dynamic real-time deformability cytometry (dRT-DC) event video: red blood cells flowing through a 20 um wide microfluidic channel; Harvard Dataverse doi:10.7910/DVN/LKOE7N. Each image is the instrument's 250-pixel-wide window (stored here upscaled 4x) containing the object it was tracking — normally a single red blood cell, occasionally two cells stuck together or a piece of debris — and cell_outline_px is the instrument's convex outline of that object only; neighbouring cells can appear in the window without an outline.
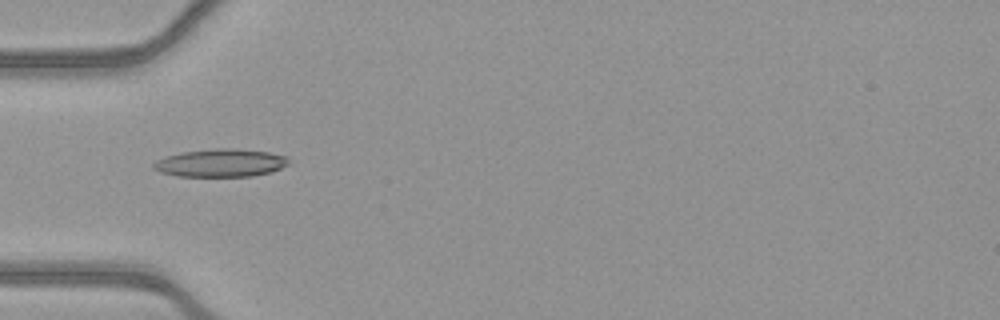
{"species": "common noctule bat (a hibernating species)", "species_latin": "Nyctalus noctula", "temperature_condition": "warm", "stored_images_in_passage": 52, "camera_frame_rate_fps": 3000, "um_per_image_px": 0.085, "animal": {"sex": "female", "body_mass_g": 21.9}, "frame": {"image": 1, "passage_image": 17, "time_ms": 5.333, "image_size_px": [1000, 320], "cell_outline_px": [[288, 164], [272, 172], [252, 176], [176, 176], [160, 172], [152, 168], [152, 164], [156, 160], [168, 156], [184, 152], [216, 148], [232, 148], [268, 152], [288, 156]], "centroid_in_image_um": [18.76, 13.85], "position_along_channel_um": 66.2, "area_um2": 21.91}}
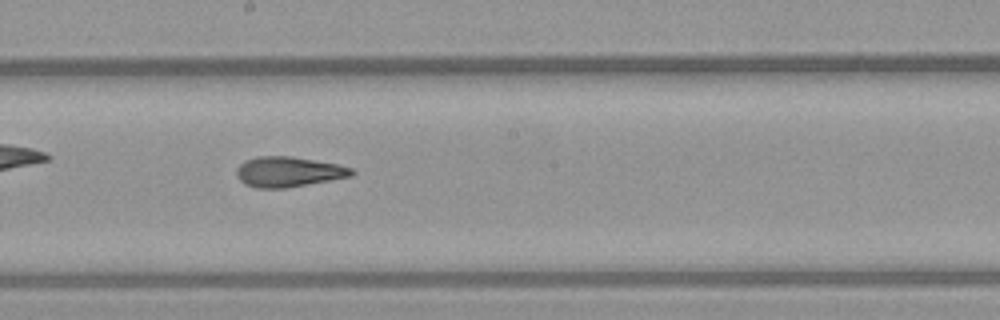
{"frame": {"image": 2, "passage_image": 29, "time_ms": 9.333, "image_size_px": [1000, 320], "cell_outline_px": [[356, 172], [352, 176], [288, 188], [256, 188], [244, 184], [240, 180], [236, 172], [236, 168], [244, 160], [256, 156], [292, 156], [336, 164], [352, 168]], "centroid_in_image_um": [24.5, 14.6], "position_along_channel_um": 223.7, "area_um2": 20.4}}
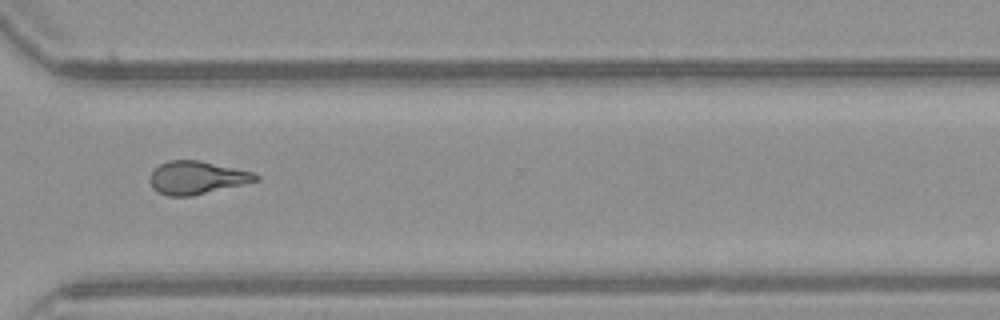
{"frame": {"image": 3, "passage_image": 39, "time_ms": 12.667, "image_size_px": [1000, 320], "cell_outline_px": [[260, 180], [192, 196], [168, 196], [152, 188], [148, 180], [152, 172], [160, 164], [168, 160], [200, 160], [252, 172], [260, 176]], "centroid_in_image_um": [16.71, 15.1], "position_along_channel_um": 353.9, "area_um2": 20.29}, "authors_computed_cell_mechanics": {"area_um2": 20.23, "velocity_mm_per_s": 3.925, "shape_relaxation_time_tau1_ms": null, "shape_relaxation_time_tau2_ms": 2.7723, "deformation_change_tau1": null, "deformation_change_tau2": 0.123}}